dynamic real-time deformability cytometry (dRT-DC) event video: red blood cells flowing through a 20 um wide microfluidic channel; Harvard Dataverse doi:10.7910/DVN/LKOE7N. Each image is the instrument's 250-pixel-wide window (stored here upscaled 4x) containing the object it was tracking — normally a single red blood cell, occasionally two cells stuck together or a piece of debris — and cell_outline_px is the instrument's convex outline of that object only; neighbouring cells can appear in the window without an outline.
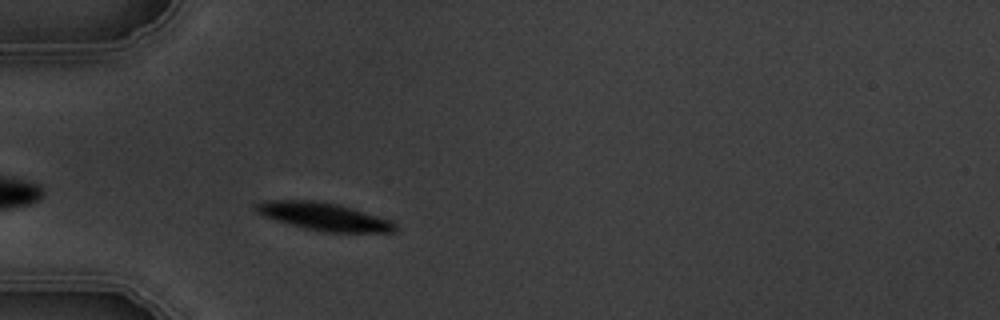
{"species": "common noctule bat (a hibernating species)", "species_latin": "Nyctalus noctula", "temperature_condition": "warm", "stored_images_in_passage": 3, "camera_frame_rate_fps": 3000, "um_per_image_px": 0.085, "animal": {"sex": "male", "body_mass_g": 19.5, "forearm_length_mm": 54.6}, "frame": {"image": 1, "passage_image": 3, "time_ms": 2.333, "image_size_px": [1000, 320], "cell_outline_px": [[396, 228], [392, 232], [320, 232], [304, 228], [276, 220], [264, 216], [256, 208], [256, 204], [264, 200], [312, 200], [336, 204], [352, 208], [392, 220], [396, 224]], "centroid_in_image_um": [27.56, 18.41], "position_along_channel_um": 57.4, "area_um2": 22.25}}